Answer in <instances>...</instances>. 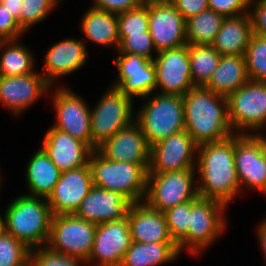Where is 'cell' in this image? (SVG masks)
Returning <instances> with one entry per match:
<instances>
[{"label":"cell","instance_id":"obj_1","mask_svg":"<svg viewBox=\"0 0 266 266\" xmlns=\"http://www.w3.org/2000/svg\"><path fill=\"white\" fill-rule=\"evenodd\" d=\"M197 156L198 196L230 205L241 192L234 162V135L223 141L199 145Z\"/></svg>","mask_w":266,"mask_h":266},{"label":"cell","instance_id":"obj_2","mask_svg":"<svg viewBox=\"0 0 266 266\" xmlns=\"http://www.w3.org/2000/svg\"><path fill=\"white\" fill-rule=\"evenodd\" d=\"M185 130L199 146L233 136L228 118L227 97L204 86H195L184 96Z\"/></svg>","mask_w":266,"mask_h":266},{"label":"cell","instance_id":"obj_3","mask_svg":"<svg viewBox=\"0 0 266 266\" xmlns=\"http://www.w3.org/2000/svg\"><path fill=\"white\" fill-rule=\"evenodd\" d=\"M4 215L6 233L29 249L46 246L53 216L47 198L21 194L11 201Z\"/></svg>","mask_w":266,"mask_h":266},{"label":"cell","instance_id":"obj_4","mask_svg":"<svg viewBox=\"0 0 266 266\" xmlns=\"http://www.w3.org/2000/svg\"><path fill=\"white\" fill-rule=\"evenodd\" d=\"M150 165L112 161L93 150L89 157L93 185L119 192L132 203L145 198Z\"/></svg>","mask_w":266,"mask_h":266},{"label":"cell","instance_id":"obj_5","mask_svg":"<svg viewBox=\"0 0 266 266\" xmlns=\"http://www.w3.org/2000/svg\"><path fill=\"white\" fill-rule=\"evenodd\" d=\"M145 96L135 116L148 145L185 130L183 96L155 93ZM149 97V98H148Z\"/></svg>","mask_w":266,"mask_h":266},{"label":"cell","instance_id":"obj_6","mask_svg":"<svg viewBox=\"0 0 266 266\" xmlns=\"http://www.w3.org/2000/svg\"><path fill=\"white\" fill-rule=\"evenodd\" d=\"M224 203L197 197L191 200V220L188 234L177 244L179 253L183 250L191 255H199L203 249L215 243L226 229ZM186 248V249H184Z\"/></svg>","mask_w":266,"mask_h":266},{"label":"cell","instance_id":"obj_7","mask_svg":"<svg viewBox=\"0 0 266 266\" xmlns=\"http://www.w3.org/2000/svg\"><path fill=\"white\" fill-rule=\"evenodd\" d=\"M90 110L91 148L96 150L118 131L135 121L133 99L110 86Z\"/></svg>","mask_w":266,"mask_h":266},{"label":"cell","instance_id":"obj_8","mask_svg":"<svg viewBox=\"0 0 266 266\" xmlns=\"http://www.w3.org/2000/svg\"><path fill=\"white\" fill-rule=\"evenodd\" d=\"M227 103L235 134H252L266 127V82L249 80L227 96Z\"/></svg>","mask_w":266,"mask_h":266},{"label":"cell","instance_id":"obj_9","mask_svg":"<svg viewBox=\"0 0 266 266\" xmlns=\"http://www.w3.org/2000/svg\"><path fill=\"white\" fill-rule=\"evenodd\" d=\"M97 224L74 214L53 215L46 247L53 252L86 262L93 249Z\"/></svg>","mask_w":266,"mask_h":266},{"label":"cell","instance_id":"obj_10","mask_svg":"<svg viewBox=\"0 0 266 266\" xmlns=\"http://www.w3.org/2000/svg\"><path fill=\"white\" fill-rule=\"evenodd\" d=\"M195 172L196 169H183L161 174H148L143 201L149 207L165 212L176 205L196 199L198 190L197 179H194Z\"/></svg>","mask_w":266,"mask_h":266},{"label":"cell","instance_id":"obj_11","mask_svg":"<svg viewBox=\"0 0 266 266\" xmlns=\"http://www.w3.org/2000/svg\"><path fill=\"white\" fill-rule=\"evenodd\" d=\"M51 97L57 119L52 126L91 147V109L87 103L62 84L54 89Z\"/></svg>","mask_w":266,"mask_h":266},{"label":"cell","instance_id":"obj_12","mask_svg":"<svg viewBox=\"0 0 266 266\" xmlns=\"http://www.w3.org/2000/svg\"><path fill=\"white\" fill-rule=\"evenodd\" d=\"M158 93L184 96L195 85L189 62V45L157 52L153 59Z\"/></svg>","mask_w":266,"mask_h":266},{"label":"cell","instance_id":"obj_13","mask_svg":"<svg viewBox=\"0 0 266 266\" xmlns=\"http://www.w3.org/2000/svg\"><path fill=\"white\" fill-rule=\"evenodd\" d=\"M198 145L183 130L151 146L148 174L195 169Z\"/></svg>","mask_w":266,"mask_h":266},{"label":"cell","instance_id":"obj_14","mask_svg":"<svg viewBox=\"0 0 266 266\" xmlns=\"http://www.w3.org/2000/svg\"><path fill=\"white\" fill-rule=\"evenodd\" d=\"M114 63L118 77L111 86L131 99L155 93L157 76L153 60L134 53H119Z\"/></svg>","mask_w":266,"mask_h":266},{"label":"cell","instance_id":"obj_15","mask_svg":"<svg viewBox=\"0 0 266 266\" xmlns=\"http://www.w3.org/2000/svg\"><path fill=\"white\" fill-rule=\"evenodd\" d=\"M131 242L127 216L120 220L97 224L93 249L85 264L120 266Z\"/></svg>","mask_w":266,"mask_h":266},{"label":"cell","instance_id":"obj_16","mask_svg":"<svg viewBox=\"0 0 266 266\" xmlns=\"http://www.w3.org/2000/svg\"><path fill=\"white\" fill-rule=\"evenodd\" d=\"M149 33L157 52L186 45V20L169 0L148 1Z\"/></svg>","mask_w":266,"mask_h":266},{"label":"cell","instance_id":"obj_17","mask_svg":"<svg viewBox=\"0 0 266 266\" xmlns=\"http://www.w3.org/2000/svg\"><path fill=\"white\" fill-rule=\"evenodd\" d=\"M234 162L240 191L246 186L266 194V160L251 134H234Z\"/></svg>","mask_w":266,"mask_h":266},{"label":"cell","instance_id":"obj_18","mask_svg":"<svg viewBox=\"0 0 266 266\" xmlns=\"http://www.w3.org/2000/svg\"><path fill=\"white\" fill-rule=\"evenodd\" d=\"M92 186V173L89 164L63 171L47 198L52 215L74 214Z\"/></svg>","mask_w":266,"mask_h":266},{"label":"cell","instance_id":"obj_19","mask_svg":"<svg viewBox=\"0 0 266 266\" xmlns=\"http://www.w3.org/2000/svg\"><path fill=\"white\" fill-rule=\"evenodd\" d=\"M51 87L42 73L0 76V104L17 116L44 96Z\"/></svg>","mask_w":266,"mask_h":266},{"label":"cell","instance_id":"obj_20","mask_svg":"<svg viewBox=\"0 0 266 266\" xmlns=\"http://www.w3.org/2000/svg\"><path fill=\"white\" fill-rule=\"evenodd\" d=\"M96 150L112 161L150 165L151 147L136 121L115 133Z\"/></svg>","mask_w":266,"mask_h":266},{"label":"cell","instance_id":"obj_21","mask_svg":"<svg viewBox=\"0 0 266 266\" xmlns=\"http://www.w3.org/2000/svg\"><path fill=\"white\" fill-rule=\"evenodd\" d=\"M131 205L125 195L93 185L74 215L100 224L125 218Z\"/></svg>","mask_w":266,"mask_h":266},{"label":"cell","instance_id":"obj_22","mask_svg":"<svg viewBox=\"0 0 266 266\" xmlns=\"http://www.w3.org/2000/svg\"><path fill=\"white\" fill-rule=\"evenodd\" d=\"M41 148L61 172L87 166L93 152L87 143L53 126L47 130Z\"/></svg>","mask_w":266,"mask_h":266},{"label":"cell","instance_id":"obj_23","mask_svg":"<svg viewBox=\"0 0 266 266\" xmlns=\"http://www.w3.org/2000/svg\"><path fill=\"white\" fill-rule=\"evenodd\" d=\"M85 43V40L67 38L48 49L42 75L51 86L59 77L67 76L86 64L88 52Z\"/></svg>","mask_w":266,"mask_h":266},{"label":"cell","instance_id":"obj_24","mask_svg":"<svg viewBox=\"0 0 266 266\" xmlns=\"http://www.w3.org/2000/svg\"><path fill=\"white\" fill-rule=\"evenodd\" d=\"M131 240L141 243H175L170 236L163 212L144 201L132 203L127 213Z\"/></svg>","mask_w":266,"mask_h":266},{"label":"cell","instance_id":"obj_25","mask_svg":"<svg viewBox=\"0 0 266 266\" xmlns=\"http://www.w3.org/2000/svg\"><path fill=\"white\" fill-rule=\"evenodd\" d=\"M252 34V21L249 13L225 17L211 46L221 56H244Z\"/></svg>","mask_w":266,"mask_h":266},{"label":"cell","instance_id":"obj_26","mask_svg":"<svg viewBox=\"0 0 266 266\" xmlns=\"http://www.w3.org/2000/svg\"><path fill=\"white\" fill-rule=\"evenodd\" d=\"M249 80L244 56L223 55L204 87L227 97Z\"/></svg>","mask_w":266,"mask_h":266},{"label":"cell","instance_id":"obj_27","mask_svg":"<svg viewBox=\"0 0 266 266\" xmlns=\"http://www.w3.org/2000/svg\"><path fill=\"white\" fill-rule=\"evenodd\" d=\"M61 171L51 161L42 148H39L26 166V184L29 193L26 195L48 198L58 182Z\"/></svg>","mask_w":266,"mask_h":266},{"label":"cell","instance_id":"obj_28","mask_svg":"<svg viewBox=\"0 0 266 266\" xmlns=\"http://www.w3.org/2000/svg\"><path fill=\"white\" fill-rule=\"evenodd\" d=\"M83 35L97 45L114 46L118 50V15L90 7L80 23Z\"/></svg>","mask_w":266,"mask_h":266},{"label":"cell","instance_id":"obj_29","mask_svg":"<svg viewBox=\"0 0 266 266\" xmlns=\"http://www.w3.org/2000/svg\"><path fill=\"white\" fill-rule=\"evenodd\" d=\"M179 255L176 243H141L132 241L120 266H161L175 261Z\"/></svg>","mask_w":266,"mask_h":266},{"label":"cell","instance_id":"obj_30","mask_svg":"<svg viewBox=\"0 0 266 266\" xmlns=\"http://www.w3.org/2000/svg\"><path fill=\"white\" fill-rule=\"evenodd\" d=\"M26 47L19 39L3 43L0 47V76H21L35 72L34 55Z\"/></svg>","mask_w":266,"mask_h":266},{"label":"cell","instance_id":"obj_31","mask_svg":"<svg viewBox=\"0 0 266 266\" xmlns=\"http://www.w3.org/2000/svg\"><path fill=\"white\" fill-rule=\"evenodd\" d=\"M225 17L208 9L186 19L187 45H211Z\"/></svg>","mask_w":266,"mask_h":266},{"label":"cell","instance_id":"obj_32","mask_svg":"<svg viewBox=\"0 0 266 266\" xmlns=\"http://www.w3.org/2000/svg\"><path fill=\"white\" fill-rule=\"evenodd\" d=\"M221 55L211 45H189L192 82L205 86L217 68Z\"/></svg>","mask_w":266,"mask_h":266},{"label":"cell","instance_id":"obj_33","mask_svg":"<svg viewBox=\"0 0 266 266\" xmlns=\"http://www.w3.org/2000/svg\"><path fill=\"white\" fill-rule=\"evenodd\" d=\"M244 57L249 79L266 82V38L252 34Z\"/></svg>","mask_w":266,"mask_h":266},{"label":"cell","instance_id":"obj_34","mask_svg":"<svg viewBox=\"0 0 266 266\" xmlns=\"http://www.w3.org/2000/svg\"><path fill=\"white\" fill-rule=\"evenodd\" d=\"M149 31L148 2L118 14V35H137Z\"/></svg>","mask_w":266,"mask_h":266},{"label":"cell","instance_id":"obj_35","mask_svg":"<svg viewBox=\"0 0 266 266\" xmlns=\"http://www.w3.org/2000/svg\"><path fill=\"white\" fill-rule=\"evenodd\" d=\"M29 252L22 241L8 233L0 238V266H28Z\"/></svg>","mask_w":266,"mask_h":266},{"label":"cell","instance_id":"obj_36","mask_svg":"<svg viewBox=\"0 0 266 266\" xmlns=\"http://www.w3.org/2000/svg\"><path fill=\"white\" fill-rule=\"evenodd\" d=\"M173 241L178 244L189 232L191 201L176 205L163 212Z\"/></svg>","mask_w":266,"mask_h":266},{"label":"cell","instance_id":"obj_37","mask_svg":"<svg viewBox=\"0 0 266 266\" xmlns=\"http://www.w3.org/2000/svg\"><path fill=\"white\" fill-rule=\"evenodd\" d=\"M62 0H23L20 27L25 32L38 22H42Z\"/></svg>","mask_w":266,"mask_h":266},{"label":"cell","instance_id":"obj_38","mask_svg":"<svg viewBox=\"0 0 266 266\" xmlns=\"http://www.w3.org/2000/svg\"><path fill=\"white\" fill-rule=\"evenodd\" d=\"M81 263V264H80ZM85 262L80 258L62 255L46 246L30 249L28 266H81Z\"/></svg>","mask_w":266,"mask_h":266},{"label":"cell","instance_id":"obj_39","mask_svg":"<svg viewBox=\"0 0 266 266\" xmlns=\"http://www.w3.org/2000/svg\"><path fill=\"white\" fill-rule=\"evenodd\" d=\"M119 39L118 53H134L150 60H153L152 53L157 54L149 31L137 35H119Z\"/></svg>","mask_w":266,"mask_h":266},{"label":"cell","instance_id":"obj_40","mask_svg":"<svg viewBox=\"0 0 266 266\" xmlns=\"http://www.w3.org/2000/svg\"><path fill=\"white\" fill-rule=\"evenodd\" d=\"M209 9L223 15L234 17L248 13L249 0H208Z\"/></svg>","mask_w":266,"mask_h":266},{"label":"cell","instance_id":"obj_41","mask_svg":"<svg viewBox=\"0 0 266 266\" xmlns=\"http://www.w3.org/2000/svg\"><path fill=\"white\" fill-rule=\"evenodd\" d=\"M248 13L253 34L266 38V0H249Z\"/></svg>","mask_w":266,"mask_h":266},{"label":"cell","instance_id":"obj_42","mask_svg":"<svg viewBox=\"0 0 266 266\" xmlns=\"http://www.w3.org/2000/svg\"><path fill=\"white\" fill-rule=\"evenodd\" d=\"M24 33L18 21L0 4V34L6 40H18Z\"/></svg>","mask_w":266,"mask_h":266},{"label":"cell","instance_id":"obj_43","mask_svg":"<svg viewBox=\"0 0 266 266\" xmlns=\"http://www.w3.org/2000/svg\"><path fill=\"white\" fill-rule=\"evenodd\" d=\"M93 8L111 12L114 14H121L131 9L139 7L144 0H93Z\"/></svg>","mask_w":266,"mask_h":266},{"label":"cell","instance_id":"obj_44","mask_svg":"<svg viewBox=\"0 0 266 266\" xmlns=\"http://www.w3.org/2000/svg\"><path fill=\"white\" fill-rule=\"evenodd\" d=\"M176 10L188 19L209 9L208 0H169Z\"/></svg>","mask_w":266,"mask_h":266},{"label":"cell","instance_id":"obj_45","mask_svg":"<svg viewBox=\"0 0 266 266\" xmlns=\"http://www.w3.org/2000/svg\"><path fill=\"white\" fill-rule=\"evenodd\" d=\"M22 2L23 0H0V4L18 21L19 26Z\"/></svg>","mask_w":266,"mask_h":266},{"label":"cell","instance_id":"obj_46","mask_svg":"<svg viewBox=\"0 0 266 266\" xmlns=\"http://www.w3.org/2000/svg\"><path fill=\"white\" fill-rule=\"evenodd\" d=\"M257 237L260 244L261 251H263V255L266 262V218L261 221L257 228Z\"/></svg>","mask_w":266,"mask_h":266},{"label":"cell","instance_id":"obj_47","mask_svg":"<svg viewBox=\"0 0 266 266\" xmlns=\"http://www.w3.org/2000/svg\"><path fill=\"white\" fill-rule=\"evenodd\" d=\"M260 130H256V133L254 132L251 134L258 142L261 148L262 155L264 159L266 160V135L262 134ZM258 132V133H257Z\"/></svg>","mask_w":266,"mask_h":266},{"label":"cell","instance_id":"obj_48","mask_svg":"<svg viewBox=\"0 0 266 266\" xmlns=\"http://www.w3.org/2000/svg\"><path fill=\"white\" fill-rule=\"evenodd\" d=\"M3 216V217H2ZM6 233L5 215L0 214V238Z\"/></svg>","mask_w":266,"mask_h":266},{"label":"cell","instance_id":"obj_49","mask_svg":"<svg viewBox=\"0 0 266 266\" xmlns=\"http://www.w3.org/2000/svg\"><path fill=\"white\" fill-rule=\"evenodd\" d=\"M5 41L6 39L0 34V47L3 45Z\"/></svg>","mask_w":266,"mask_h":266},{"label":"cell","instance_id":"obj_50","mask_svg":"<svg viewBox=\"0 0 266 266\" xmlns=\"http://www.w3.org/2000/svg\"><path fill=\"white\" fill-rule=\"evenodd\" d=\"M148 1H163V0H144V2H148Z\"/></svg>","mask_w":266,"mask_h":266},{"label":"cell","instance_id":"obj_51","mask_svg":"<svg viewBox=\"0 0 266 266\" xmlns=\"http://www.w3.org/2000/svg\"><path fill=\"white\" fill-rule=\"evenodd\" d=\"M1 177H2V176H1V172H0V185H1V183H2V182H1L2 178H1ZM0 188H1V187H0Z\"/></svg>","mask_w":266,"mask_h":266}]
</instances>
